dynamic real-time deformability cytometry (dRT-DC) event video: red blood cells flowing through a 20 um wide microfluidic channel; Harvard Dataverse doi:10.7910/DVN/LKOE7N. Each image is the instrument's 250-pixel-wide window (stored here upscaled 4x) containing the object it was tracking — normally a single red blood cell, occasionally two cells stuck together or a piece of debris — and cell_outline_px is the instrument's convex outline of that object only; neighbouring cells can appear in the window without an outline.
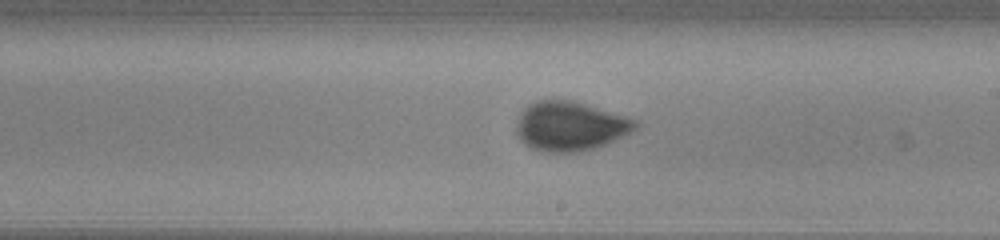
{"species": "common noctule bat (a hibernating species)", "species_latin": "Nyctalus noctula", "temperature_condition": "warm", "stored_images_in_passage": 37, "camera_frame_rate_fps": 3000, "um_per_image_px": 0.085, "animal": {"sex": "male", "body_mass_g": 13.0, "forearm_length_mm": 53.1}, "frame": {"image": 1, "passage_image": 16, "time_ms": 5.0, "image_size_px": [1000, 240], "cell_outline_px": [[636, 128], [596, 148], [580, 152], [544, 152], [532, 148], [520, 140], [516, 136], [516, 128], [520, 112], [528, 104], [536, 100], [552, 96], [572, 100], [624, 116], [636, 120]], "centroid_in_image_um": [48.36, 10.69], "position_along_channel_um": 240.6, "area_um2": 34.33}}
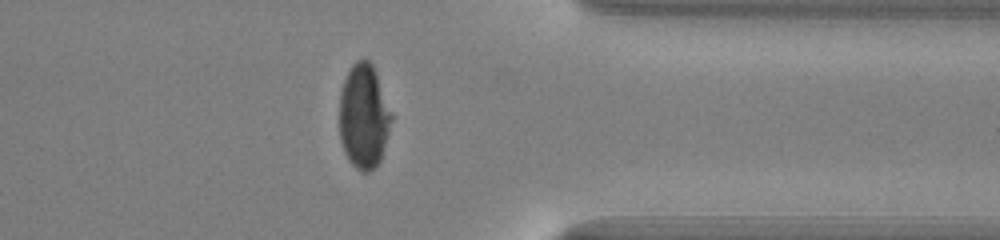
{"frame": {"image": 2, "passage_image": 27, "time_ms": 8.667, "image_size_px": [1000, 240], "cell_outline_px": [[392, 120], [380, 160], [368, 172], [360, 172], [348, 160], [344, 152], [340, 140], [340, 92], [344, 80], [352, 64], [356, 60], [364, 56], [372, 64], [376, 72], [392, 112]], "centroid_in_image_um": [30.91, 9.86], "position_along_channel_um": 380.5, "area_um2": 31.73}}
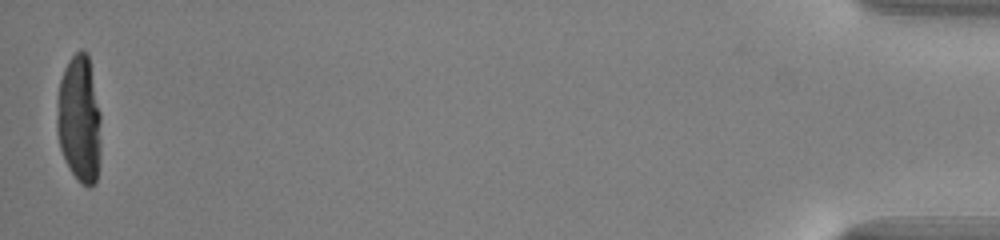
{"frame": {"image": 3, "passage_image": 37, "time_ms": 12.0, "image_size_px": [1000, 240], "cell_outline_px": [[100, 152], [96, 184], [88, 188], [80, 184], [68, 168], [60, 148], [56, 132], [56, 104], [60, 80], [64, 68], [68, 60], [80, 48], [88, 52], [100, 112]], "centroid_in_image_um": [6.73, 10.14], "position_along_channel_um": 428.5, "area_um2": 33.47}}